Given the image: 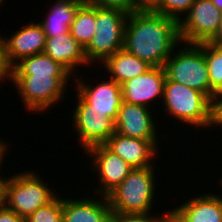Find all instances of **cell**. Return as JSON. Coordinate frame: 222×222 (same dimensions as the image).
<instances>
[{
	"mask_svg": "<svg viewBox=\"0 0 222 222\" xmlns=\"http://www.w3.org/2000/svg\"><path fill=\"white\" fill-rule=\"evenodd\" d=\"M182 46L179 23L154 12L141 9L129 14L123 49L151 67H164L173 50Z\"/></svg>",
	"mask_w": 222,
	"mask_h": 222,
	"instance_id": "6da1fadb",
	"label": "cell"
},
{
	"mask_svg": "<svg viewBox=\"0 0 222 222\" xmlns=\"http://www.w3.org/2000/svg\"><path fill=\"white\" fill-rule=\"evenodd\" d=\"M43 177L33 171L19 172L4 179L3 204L26 219L38 208L53 201L58 194L48 187Z\"/></svg>",
	"mask_w": 222,
	"mask_h": 222,
	"instance_id": "7a4b0ae2",
	"label": "cell"
},
{
	"mask_svg": "<svg viewBox=\"0 0 222 222\" xmlns=\"http://www.w3.org/2000/svg\"><path fill=\"white\" fill-rule=\"evenodd\" d=\"M155 175L153 167L133 169L107 195L113 213H150L156 199Z\"/></svg>",
	"mask_w": 222,
	"mask_h": 222,
	"instance_id": "3957f363",
	"label": "cell"
},
{
	"mask_svg": "<svg viewBox=\"0 0 222 222\" xmlns=\"http://www.w3.org/2000/svg\"><path fill=\"white\" fill-rule=\"evenodd\" d=\"M162 102L170 117L203 130L209 128L211 99L202 92L166 78Z\"/></svg>",
	"mask_w": 222,
	"mask_h": 222,
	"instance_id": "277c9868",
	"label": "cell"
},
{
	"mask_svg": "<svg viewBox=\"0 0 222 222\" xmlns=\"http://www.w3.org/2000/svg\"><path fill=\"white\" fill-rule=\"evenodd\" d=\"M129 14L119 9L96 7V33L84 48L88 63H103L123 49L125 25Z\"/></svg>",
	"mask_w": 222,
	"mask_h": 222,
	"instance_id": "5b68a950",
	"label": "cell"
},
{
	"mask_svg": "<svg viewBox=\"0 0 222 222\" xmlns=\"http://www.w3.org/2000/svg\"><path fill=\"white\" fill-rule=\"evenodd\" d=\"M176 48L164 65L169 80L181 83L207 95L211 99L208 68L203 52V43L186 44ZM176 51V53L174 52Z\"/></svg>",
	"mask_w": 222,
	"mask_h": 222,
	"instance_id": "8992f818",
	"label": "cell"
},
{
	"mask_svg": "<svg viewBox=\"0 0 222 222\" xmlns=\"http://www.w3.org/2000/svg\"><path fill=\"white\" fill-rule=\"evenodd\" d=\"M11 83L25 108L32 112H46L64 98L65 90L72 76L10 75ZM63 96V97H62ZM44 110V111H43ZM46 110V111H45Z\"/></svg>",
	"mask_w": 222,
	"mask_h": 222,
	"instance_id": "52a82bcc",
	"label": "cell"
},
{
	"mask_svg": "<svg viewBox=\"0 0 222 222\" xmlns=\"http://www.w3.org/2000/svg\"><path fill=\"white\" fill-rule=\"evenodd\" d=\"M77 106L73 110V127L81 148L86 151L92 146L105 144L115 133V121L107 111L89 110V104L77 93Z\"/></svg>",
	"mask_w": 222,
	"mask_h": 222,
	"instance_id": "ba28073f",
	"label": "cell"
},
{
	"mask_svg": "<svg viewBox=\"0 0 222 222\" xmlns=\"http://www.w3.org/2000/svg\"><path fill=\"white\" fill-rule=\"evenodd\" d=\"M221 14L222 11L211 0H196L179 23L182 44L209 42L218 31Z\"/></svg>",
	"mask_w": 222,
	"mask_h": 222,
	"instance_id": "9c48e42d",
	"label": "cell"
},
{
	"mask_svg": "<svg viewBox=\"0 0 222 222\" xmlns=\"http://www.w3.org/2000/svg\"><path fill=\"white\" fill-rule=\"evenodd\" d=\"M92 157V170L97 173L100 187L93 191L95 195L107 196L130 174L133 168L105 144L90 147L85 151ZM89 154V155H88Z\"/></svg>",
	"mask_w": 222,
	"mask_h": 222,
	"instance_id": "30bf717a",
	"label": "cell"
},
{
	"mask_svg": "<svg viewBox=\"0 0 222 222\" xmlns=\"http://www.w3.org/2000/svg\"><path fill=\"white\" fill-rule=\"evenodd\" d=\"M8 38H3V47L5 63L9 69L23 58L43 53L45 48V33L40 24L35 21L25 23Z\"/></svg>",
	"mask_w": 222,
	"mask_h": 222,
	"instance_id": "8fae6325",
	"label": "cell"
},
{
	"mask_svg": "<svg viewBox=\"0 0 222 222\" xmlns=\"http://www.w3.org/2000/svg\"><path fill=\"white\" fill-rule=\"evenodd\" d=\"M150 110L147 106L122 101L115 121V132L131 138L157 141L159 134L156 132L154 113Z\"/></svg>",
	"mask_w": 222,
	"mask_h": 222,
	"instance_id": "7c38bea8",
	"label": "cell"
},
{
	"mask_svg": "<svg viewBox=\"0 0 222 222\" xmlns=\"http://www.w3.org/2000/svg\"><path fill=\"white\" fill-rule=\"evenodd\" d=\"M75 77L76 93L89 104V110L107 111V115L116 121L123 101L122 85L109 78V80H103L94 86L90 82L83 81L81 77L79 79L78 76Z\"/></svg>",
	"mask_w": 222,
	"mask_h": 222,
	"instance_id": "4fadbf2b",
	"label": "cell"
},
{
	"mask_svg": "<svg viewBox=\"0 0 222 222\" xmlns=\"http://www.w3.org/2000/svg\"><path fill=\"white\" fill-rule=\"evenodd\" d=\"M166 78L164 67L149 68L144 74L129 79L122 84L123 101L152 107L150 104L154 100L156 101L157 97L163 100Z\"/></svg>",
	"mask_w": 222,
	"mask_h": 222,
	"instance_id": "5bb4252c",
	"label": "cell"
},
{
	"mask_svg": "<svg viewBox=\"0 0 222 222\" xmlns=\"http://www.w3.org/2000/svg\"><path fill=\"white\" fill-rule=\"evenodd\" d=\"M161 141H148L123 136L115 132L105 145L119 155L133 169L154 167L153 158H156Z\"/></svg>",
	"mask_w": 222,
	"mask_h": 222,
	"instance_id": "9a60e30c",
	"label": "cell"
},
{
	"mask_svg": "<svg viewBox=\"0 0 222 222\" xmlns=\"http://www.w3.org/2000/svg\"><path fill=\"white\" fill-rule=\"evenodd\" d=\"M97 198H62L63 222H111L113 211L107 196Z\"/></svg>",
	"mask_w": 222,
	"mask_h": 222,
	"instance_id": "2e32d148",
	"label": "cell"
},
{
	"mask_svg": "<svg viewBox=\"0 0 222 222\" xmlns=\"http://www.w3.org/2000/svg\"><path fill=\"white\" fill-rule=\"evenodd\" d=\"M43 53L59 62L72 75L76 73L75 69L79 66L89 67L84 47L71 36L70 32L61 36L46 37Z\"/></svg>",
	"mask_w": 222,
	"mask_h": 222,
	"instance_id": "e0dca14e",
	"label": "cell"
},
{
	"mask_svg": "<svg viewBox=\"0 0 222 222\" xmlns=\"http://www.w3.org/2000/svg\"><path fill=\"white\" fill-rule=\"evenodd\" d=\"M215 194L191 197L176 208L187 222H222V196Z\"/></svg>",
	"mask_w": 222,
	"mask_h": 222,
	"instance_id": "ac0fdd59",
	"label": "cell"
},
{
	"mask_svg": "<svg viewBox=\"0 0 222 222\" xmlns=\"http://www.w3.org/2000/svg\"><path fill=\"white\" fill-rule=\"evenodd\" d=\"M85 0H55L39 24L46 37L65 35L70 31L76 12Z\"/></svg>",
	"mask_w": 222,
	"mask_h": 222,
	"instance_id": "d6986e66",
	"label": "cell"
},
{
	"mask_svg": "<svg viewBox=\"0 0 222 222\" xmlns=\"http://www.w3.org/2000/svg\"><path fill=\"white\" fill-rule=\"evenodd\" d=\"M109 78L119 85L129 79L144 74L151 66L135 55L126 52L124 49L117 51L108 57L103 63Z\"/></svg>",
	"mask_w": 222,
	"mask_h": 222,
	"instance_id": "ffe728a7",
	"label": "cell"
},
{
	"mask_svg": "<svg viewBox=\"0 0 222 222\" xmlns=\"http://www.w3.org/2000/svg\"><path fill=\"white\" fill-rule=\"evenodd\" d=\"M10 75L73 76L59 62L44 53L21 59L10 69Z\"/></svg>",
	"mask_w": 222,
	"mask_h": 222,
	"instance_id": "44dd1931",
	"label": "cell"
},
{
	"mask_svg": "<svg viewBox=\"0 0 222 222\" xmlns=\"http://www.w3.org/2000/svg\"><path fill=\"white\" fill-rule=\"evenodd\" d=\"M96 6L84 2L70 25L71 36L84 48L96 33Z\"/></svg>",
	"mask_w": 222,
	"mask_h": 222,
	"instance_id": "7402d4cb",
	"label": "cell"
},
{
	"mask_svg": "<svg viewBox=\"0 0 222 222\" xmlns=\"http://www.w3.org/2000/svg\"><path fill=\"white\" fill-rule=\"evenodd\" d=\"M203 52L208 68L211 99L222 91V47L210 42L203 43Z\"/></svg>",
	"mask_w": 222,
	"mask_h": 222,
	"instance_id": "603a6c76",
	"label": "cell"
},
{
	"mask_svg": "<svg viewBox=\"0 0 222 222\" xmlns=\"http://www.w3.org/2000/svg\"><path fill=\"white\" fill-rule=\"evenodd\" d=\"M195 1L196 0H158L152 10L180 23ZM183 13L185 14L184 17Z\"/></svg>",
	"mask_w": 222,
	"mask_h": 222,
	"instance_id": "cb8c5ba5",
	"label": "cell"
},
{
	"mask_svg": "<svg viewBox=\"0 0 222 222\" xmlns=\"http://www.w3.org/2000/svg\"><path fill=\"white\" fill-rule=\"evenodd\" d=\"M25 222H63L62 197L57 196L49 204L38 208Z\"/></svg>",
	"mask_w": 222,
	"mask_h": 222,
	"instance_id": "d4e9b609",
	"label": "cell"
},
{
	"mask_svg": "<svg viewBox=\"0 0 222 222\" xmlns=\"http://www.w3.org/2000/svg\"><path fill=\"white\" fill-rule=\"evenodd\" d=\"M85 2L100 8L119 9L127 14L142 9L135 0H85Z\"/></svg>",
	"mask_w": 222,
	"mask_h": 222,
	"instance_id": "484cf974",
	"label": "cell"
},
{
	"mask_svg": "<svg viewBox=\"0 0 222 222\" xmlns=\"http://www.w3.org/2000/svg\"><path fill=\"white\" fill-rule=\"evenodd\" d=\"M151 213H113L111 222H155Z\"/></svg>",
	"mask_w": 222,
	"mask_h": 222,
	"instance_id": "4316f807",
	"label": "cell"
},
{
	"mask_svg": "<svg viewBox=\"0 0 222 222\" xmlns=\"http://www.w3.org/2000/svg\"><path fill=\"white\" fill-rule=\"evenodd\" d=\"M213 126L222 127V91L216 93L211 99V120L209 128Z\"/></svg>",
	"mask_w": 222,
	"mask_h": 222,
	"instance_id": "83f0119b",
	"label": "cell"
},
{
	"mask_svg": "<svg viewBox=\"0 0 222 222\" xmlns=\"http://www.w3.org/2000/svg\"><path fill=\"white\" fill-rule=\"evenodd\" d=\"M158 216L155 217V222H187L177 208H172Z\"/></svg>",
	"mask_w": 222,
	"mask_h": 222,
	"instance_id": "f1b7e54d",
	"label": "cell"
},
{
	"mask_svg": "<svg viewBox=\"0 0 222 222\" xmlns=\"http://www.w3.org/2000/svg\"><path fill=\"white\" fill-rule=\"evenodd\" d=\"M0 222H25V219L18 216L3 204L0 207Z\"/></svg>",
	"mask_w": 222,
	"mask_h": 222,
	"instance_id": "f546056e",
	"label": "cell"
},
{
	"mask_svg": "<svg viewBox=\"0 0 222 222\" xmlns=\"http://www.w3.org/2000/svg\"><path fill=\"white\" fill-rule=\"evenodd\" d=\"M209 42L222 47V14H221V23L219 25L218 31L216 35Z\"/></svg>",
	"mask_w": 222,
	"mask_h": 222,
	"instance_id": "4dcf8cb0",
	"label": "cell"
},
{
	"mask_svg": "<svg viewBox=\"0 0 222 222\" xmlns=\"http://www.w3.org/2000/svg\"><path fill=\"white\" fill-rule=\"evenodd\" d=\"M4 142L0 139V170L2 169L3 161L5 160L4 157L6 156V153L8 152V143Z\"/></svg>",
	"mask_w": 222,
	"mask_h": 222,
	"instance_id": "1f68e13d",
	"label": "cell"
},
{
	"mask_svg": "<svg viewBox=\"0 0 222 222\" xmlns=\"http://www.w3.org/2000/svg\"><path fill=\"white\" fill-rule=\"evenodd\" d=\"M158 0H135L142 9H152Z\"/></svg>",
	"mask_w": 222,
	"mask_h": 222,
	"instance_id": "d6a6232c",
	"label": "cell"
},
{
	"mask_svg": "<svg viewBox=\"0 0 222 222\" xmlns=\"http://www.w3.org/2000/svg\"><path fill=\"white\" fill-rule=\"evenodd\" d=\"M3 38L2 35L0 34V68H9L4 59V47H3Z\"/></svg>",
	"mask_w": 222,
	"mask_h": 222,
	"instance_id": "836d02e7",
	"label": "cell"
},
{
	"mask_svg": "<svg viewBox=\"0 0 222 222\" xmlns=\"http://www.w3.org/2000/svg\"><path fill=\"white\" fill-rule=\"evenodd\" d=\"M7 77V79H6ZM10 69L9 68H0V84L1 82H4V80H9L10 79Z\"/></svg>",
	"mask_w": 222,
	"mask_h": 222,
	"instance_id": "e575fe53",
	"label": "cell"
},
{
	"mask_svg": "<svg viewBox=\"0 0 222 222\" xmlns=\"http://www.w3.org/2000/svg\"><path fill=\"white\" fill-rule=\"evenodd\" d=\"M4 179L5 176H0V207L3 205V196H4Z\"/></svg>",
	"mask_w": 222,
	"mask_h": 222,
	"instance_id": "d590c367",
	"label": "cell"
},
{
	"mask_svg": "<svg viewBox=\"0 0 222 222\" xmlns=\"http://www.w3.org/2000/svg\"><path fill=\"white\" fill-rule=\"evenodd\" d=\"M212 3L222 11V0H211Z\"/></svg>",
	"mask_w": 222,
	"mask_h": 222,
	"instance_id": "8d00e7d4",
	"label": "cell"
},
{
	"mask_svg": "<svg viewBox=\"0 0 222 222\" xmlns=\"http://www.w3.org/2000/svg\"><path fill=\"white\" fill-rule=\"evenodd\" d=\"M3 1L5 2L6 0H0V6L3 5Z\"/></svg>",
	"mask_w": 222,
	"mask_h": 222,
	"instance_id": "74e56055",
	"label": "cell"
},
{
	"mask_svg": "<svg viewBox=\"0 0 222 222\" xmlns=\"http://www.w3.org/2000/svg\"><path fill=\"white\" fill-rule=\"evenodd\" d=\"M219 183L222 185V177H221V179H219Z\"/></svg>",
	"mask_w": 222,
	"mask_h": 222,
	"instance_id": "f35d334b",
	"label": "cell"
}]
</instances>
